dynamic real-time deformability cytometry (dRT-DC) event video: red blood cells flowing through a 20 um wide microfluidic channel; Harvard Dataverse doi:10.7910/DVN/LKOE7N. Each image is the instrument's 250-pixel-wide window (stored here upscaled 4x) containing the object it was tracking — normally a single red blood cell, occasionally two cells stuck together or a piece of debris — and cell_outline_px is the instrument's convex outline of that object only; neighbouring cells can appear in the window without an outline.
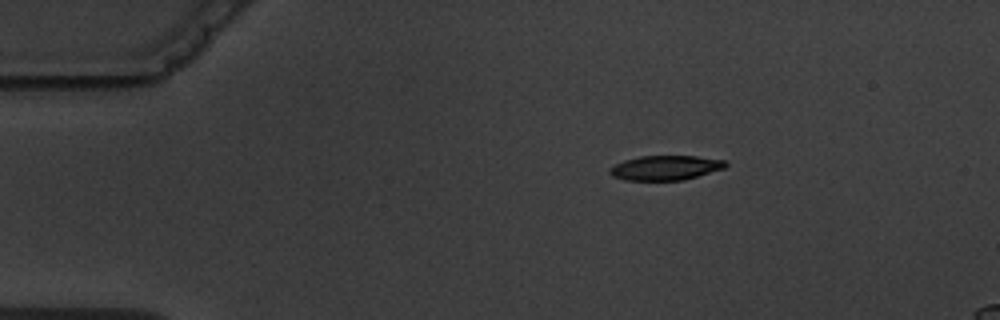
{"species": "common noctule bat (a hibernating species)", "species_latin": "Nyctalus noctula", "temperature_condition": "warm", "stored_images_in_passage": 2, "camera_frame_rate_fps": 3000, "um_per_image_px": 0.085, "animal": {"sex": "male", "body_mass_g": 19.5, "forearm_length_mm": 54.6}, "frame": {"image": 1, "passage_image": 1, "time_ms": 0.0, "image_size_px": [1000, 320], "cell_outline_px": [[728, 164], [724, 168], [684, 180], [624, 180], [612, 176], [608, 172], [608, 168], [624, 160], [640, 156], [696, 156], [724, 160]], "centroid_in_image_um": [56.53, 14.26], "position_along_channel_um": 28.5, "area_um2": 16.59}}